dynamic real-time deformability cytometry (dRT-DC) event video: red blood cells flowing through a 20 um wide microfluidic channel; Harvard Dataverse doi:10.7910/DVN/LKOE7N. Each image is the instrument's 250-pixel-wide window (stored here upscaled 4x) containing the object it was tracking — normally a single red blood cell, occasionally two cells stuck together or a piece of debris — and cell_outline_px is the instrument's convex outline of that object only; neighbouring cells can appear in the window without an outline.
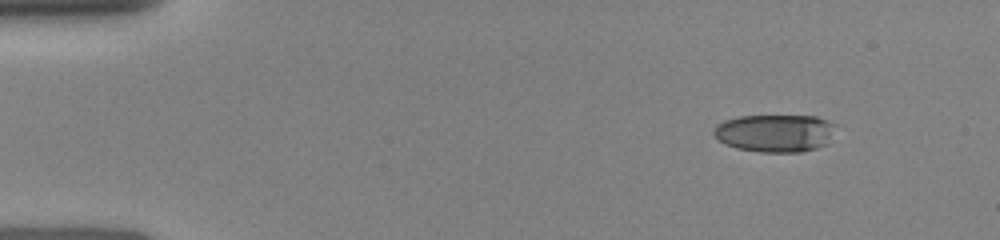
{"species": "human", "species_latin": "Homo sapiens", "temperature_condition": "room temperature", "stored_images_in_passage": 8, "camera_frame_rate_fps": 3000, "um_per_image_px": 0.085, "donor": {"sex": "female"}, "frame": {"image": 1, "passage_image": 2, "time_ms": 0.667, "image_size_px": [1000, 240], "cell_outline_px": [[836, 124], [828, 144], [816, 148], [800, 152], [760, 152], [736, 148], [724, 144], [712, 132], [716, 124], [724, 120], [740, 116], [816, 116], [828, 120]], "centroid_in_image_um": [65.88, 11.31], "position_along_channel_um": 19.1, "area_um2": 26.93}}
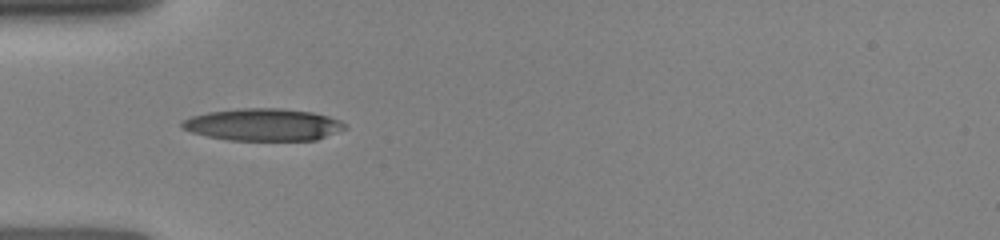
{"frame": {"image": 2, "passage_image": 7, "time_ms": 4.0, "image_size_px": [1000, 240], "cell_outline_px": [[348, 128], [316, 140], [228, 140], [208, 136], [192, 132], [180, 128], [180, 120], [192, 116], [208, 112], [240, 108], [280, 108], [312, 112], [328, 116], [340, 120], [348, 124]], "centroid_in_image_um": [22.38, 10.59], "position_along_channel_um": 62.6, "area_um2": 30.75}}